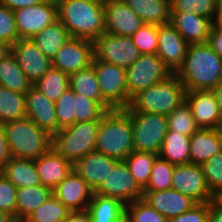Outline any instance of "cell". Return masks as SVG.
<instances>
[{
	"label": "cell",
	"mask_w": 222,
	"mask_h": 222,
	"mask_svg": "<svg viewBox=\"0 0 222 222\" xmlns=\"http://www.w3.org/2000/svg\"><path fill=\"white\" fill-rule=\"evenodd\" d=\"M175 75L186 91L213 90L222 82V58L207 43L190 44Z\"/></svg>",
	"instance_id": "1"
},
{
	"label": "cell",
	"mask_w": 222,
	"mask_h": 222,
	"mask_svg": "<svg viewBox=\"0 0 222 222\" xmlns=\"http://www.w3.org/2000/svg\"><path fill=\"white\" fill-rule=\"evenodd\" d=\"M70 37L94 41L105 33L104 0H55Z\"/></svg>",
	"instance_id": "2"
},
{
	"label": "cell",
	"mask_w": 222,
	"mask_h": 222,
	"mask_svg": "<svg viewBox=\"0 0 222 222\" xmlns=\"http://www.w3.org/2000/svg\"><path fill=\"white\" fill-rule=\"evenodd\" d=\"M95 151L117 160L134 151L132 119L124 109L109 110L101 117Z\"/></svg>",
	"instance_id": "3"
},
{
	"label": "cell",
	"mask_w": 222,
	"mask_h": 222,
	"mask_svg": "<svg viewBox=\"0 0 222 222\" xmlns=\"http://www.w3.org/2000/svg\"><path fill=\"white\" fill-rule=\"evenodd\" d=\"M186 89L175 74L166 80L138 91L131 97V112H148L168 116L185 102Z\"/></svg>",
	"instance_id": "4"
},
{
	"label": "cell",
	"mask_w": 222,
	"mask_h": 222,
	"mask_svg": "<svg viewBox=\"0 0 222 222\" xmlns=\"http://www.w3.org/2000/svg\"><path fill=\"white\" fill-rule=\"evenodd\" d=\"M3 125L12 157L36 160L52 147V136L27 117Z\"/></svg>",
	"instance_id": "5"
},
{
	"label": "cell",
	"mask_w": 222,
	"mask_h": 222,
	"mask_svg": "<svg viewBox=\"0 0 222 222\" xmlns=\"http://www.w3.org/2000/svg\"><path fill=\"white\" fill-rule=\"evenodd\" d=\"M99 121H84L60 129L52 135V148L74 165L95 150Z\"/></svg>",
	"instance_id": "6"
},
{
	"label": "cell",
	"mask_w": 222,
	"mask_h": 222,
	"mask_svg": "<svg viewBox=\"0 0 222 222\" xmlns=\"http://www.w3.org/2000/svg\"><path fill=\"white\" fill-rule=\"evenodd\" d=\"M134 150L159 154L164 137L168 131L167 117L148 112H131Z\"/></svg>",
	"instance_id": "7"
},
{
	"label": "cell",
	"mask_w": 222,
	"mask_h": 222,
	"mask_svg": "<svg viewBox=\"0 0 222 222\" xmlns=\"http://www.w3.org/2000/svg\"><path fill=\"white\" fill-rule=\"evenodd\" d=\"M92 65L97 76L102 99L112 109H124L129 106L125 68L102 62L93 58Z\"/></svg>",
	"instance_id": "8"
},
{
	"label": "cell",
	"mask_w": 222,
	"mask_h": 222,
	"mask_svg": "<svg viewBox=\"0 0 222 222\" xmlns=\"http://www.w3.org/2000/svg\"><path fill=\"white\" fill-rule=\"evenodd\" d=\"M125 71L130 97L142 89L163 82L172 75L157 54H141Z\"/></svg>",
	"instance_id": "9"
},
{
	"label": "cell",
	"mask_w": 222,
	"mask_h": 222,
	"mask_svg": "<svg viewBox=\"0 0 222 222\" xmlns=\"http://www.w3.org/2000/svg\"><path fill=\"white\" fill-rule=\"evenodd\" d=\"M94 58L122 68L131 66L141 55L132 37L103 33L93 41Z\"/></svg>",
	"instance_id": "10"
},
{
	"label": "cell",
	"mask_w": 222,
	"mask_h": 222,
	"mask_svg": "<svg viewBox=\"0 0 222 222\" xmlns=\"http://www.w3.org/2000/svg\"><path fill=\"white\" fill-rule=\"evenodd\" d=\"M94 193L116 198L127 205L142 199L143 190L136 183L125 161L119 160Z\"/></svg>",
	"instance_id": "11"
},
{
	"label": "cell",
	"mask_w": 222,
	"mask_h": 222,
	"mask_svg": "<svg viewBox=\"0 0 222 222\" xmlns=\"http://www.w3.org/2000/svg\"><path fill=\"white\" fill-rule=\"evenodd\" d=\"M20 39H30L58 20L55 0H45L13 11Z\"/></svg>",
	"instance_id": "12"
},
{
	"label": "cell",
	"mask_w": 222,
	"mask_h": 222,
	"mask_svg": "<svg viewBox=\"0 0 222 222\" xmlns=\"http://www.w3.org/2000/svg\"><path fill=\"white\" fill-rule=\"evenodd\" d=\"M172 189L189 196L196 203H207L212 199L200 164L175 165L172 175Z\"/></svg>",
	"instance_id": "13"
},
{
	"label": "cell",
	"mask_w": 222,
	"mask_h": 222,
	"mask_svg": "<svg viewBox=\"0 0 222 222\" xmlns=\"http://www.w3.org/2000/svg\"><path fill=\"white\" fill-rule=\"evenodd\" d=\"M93 42L70 37L51 60L52 67L68 75L92 65Z\"/></svg>",
	"instance_id": "14"
},
{
	"label": "cell",
	"mask_w": 222,
	"mask_h": 222,
	"mask_svg": "<svg viewBox=\"0 0 222 222\" xmlns=\"http://www.w3.org/2000/svg\"><path fill=\"white\" fill-rule=\"evenodd\" d=\"M12 53L18 66L32 84L52 67V61L43 54L31 38L19 39L12 45Z\"/></svg>",
	"instance_id": "15"
},
{
	"label": "cell",
	"mask_w": 222,
	"mask_h": 222,
	"mask_svg": "<svg viewBox=\"0 0 222 222\" xmlns=\"http://www.w3.org/2000/svg\"><path fill=\"white\" fill-rule=\"evenodd\" d=\"M105 31L131 37L144 22L122 0H104Z\"/></svg>",
	"instance_id": "16"
},
{
	"label": "cell",
	"mask_w": 222,
	"mask_h": 222,
	"mask_svg": "<svg viewBox=\"0 0 222 222\" xmlns=\"http://www.w3.org/2000/svg\"><path fill=\"white\" fill-rule=\"evenodd\" d=\"M188 45V42L170 23L158 25V49L156 54L172 74H175L182 66Z\"/></svg>",
	"instance_id": "17"
},
{
	"label": "cell",
	"mask_w": 222,
	"mask_h": 222,
	"mask_svg": "<svg viewBox=\"0 0 222 222\" xmlns=\"http://www.w3.org/2000/svg\"><path fill=\"white\" fill-rule=\"evenodd\" d=\"M185 101L199 128H218L222 113L212 90L186 91Z\"/></svg>",
	"instance_id": "18"
},
{
	"label": "cell",
	"mask_w": 222,
	"mask_h": 222,
	"mask_svg": "<svg viewBox=\"0 0 222 222\" xmlns=\"http://www.w3.org/2000/svg\"><path fill=\"white\" fill-rule=\"evenodd\" d=\"M93 192L74 169L53 189V195L71 211L87 210Z\"/></svg>",
	"instance_id": "19"
},
{
	"label": "cell",
	"mask_w": 222,
	"mask_h": 222,
	"mask_svg": "<svg viewBox=\"0 0 222 222\" xmlns=\"http://www.w3.org/2000/svg\"><path fill=\"white\" fill-rule=\"evenodd\" d=\"M26 117L51 136L57 132L55 102L32 86L25 94Z\"/></svg>",
	"instance_id": "20"
},
{
	"label": "cell",
	"mask_w": 222,
	"mask_h": 222,
	"mask_svg": "<svg viewBox=\"0 0 222 222\" xmlns=\"http://www.w3.org/2000/svg\"><path fill=\"white\" fill-rule=\"evenodd\" d=\"M118 161L94 150L80 158L73 165V169L95 191Z\"/></svg>",
	"instance_id": "21"
},
{
	"label": "cell",
	"mask_w": 222,
	"mask_h": 222,
	"mask_svg": "<svg viewBox=\"0 0 222 222\" xmlns=\"http://www.w3.org/2000/svg\"><path fill=\"white\" fill-rule=\"evenodd\" d=\"M142 200L168 219L181 215L196 204L189 196L174 189L143 191Z\"/></svg>",
	"instance_id": "22"
},
{
	"label": "cell",
	"mask_w": 222,
	"mask_h": 222,
	"mask_svg": "<svg viewBox=\"0 0 222 222\" xmlns=\"http://www.w3.org/2000/svg\"><path fill=\"white\" fill-rule=\"evenodd\" d=\"M170 24L188 44H204L212 27V20L193 13L171 12Z\"/></svg>",
	"instance_id": "23"
},
{
	"label": "cell",
	"mask_w": 222,
	"mask_h": 222,
	"mask_svg": "<svg viewBox=\"0 0 222 222\" xmlns=\"http://www.w3.org/2000/svg\"><path fill=\"white\" fill-rule=\"evenodd\" d=\"M34 162L41 184L52 190L64 180L73 169V165L58 154L52 147L44 155L34 160Z\"/></svg>",
	"instance_id": "24"
},
{
	"label": "cell",
	"mask_w": 222,
	"mask_h": 222,
	"mask_svg": "<svg viewBox=\"0 0 222 222\" xmlns=\"http://www.w3.org/2000/svg\"><path fill=\"white\" fill-rule=\"evenodd\" d=\"M222 151V140L217 129L199 128L191 135L190 163L202 164Z\"/></svg>",
	"instance_id": "25"
},
{
	"label": "cell",
	"mask_w": 222,
	"mask_h": 222,
	"mask_svg": "<svg viewBox=\"0 0 222 222\" xmlns=\"http://www.w3.org/2000/svg\"><path fill=\"white\" fill-rule=\"evenodd\" d=\"M137 14L144 24L165 25L170 23L171 3L166 0H122Z\"/></svg>",
	"instance_id": "26"
},
{
	"label": "cell",
	"mask_w": 222,
	"mask_h": 222,
	"mask_svg": "<svg viewBox=\"0 0 222 222\" xmlns=\"http://www.w3.org/2000/svg\"><path fill=\"white\" fill-rule=\"evenodd\" d=\"M53 195V190L42 184L17 189L15 221L23 222L36 208Z\"/></svg>",
	"instance_id": "27"
},
{
	"label": "cell",
	"mask_w": 222,
	"mask_h": 222,
	"mask_svg": "<svg viewBox=\"0 0 222 222\" xmlns=\"http://www.w3.org/2000/svg\"><path fill=\"white\" fill-rule=\"evenodd\" d=\"M0 172L17 189L41 184L34 160L12 157Z\"/></svg>",
	"instance_id": "28"
},
{
	"label": "cell",
	"mask_w": 222,
	"mask_h": 222,
	"mask_svg": "<svg viewBox=\"0 0 222 222\" xmlns=\"http://www.w3.org/2000/svg\"><path fill=\"white\" fill-rule=\"evenodd\" d=\"M87 211L91 222H120L125 217V204L116 198L93 192Z\"/></svg>",
	"instance_id": "29"
},
{
	"label": "cell",
	"mask_w": 222,
	"mask_h": 222,
	"mask_svg": "<svg viewBox=\"0 0 222 222\" xmlns=\"http://www.w3.org/2000/svg\"><path fill=\"white\" fill-rule=\"evenodd\" d=\"M191 136L167 131L158 156L173 165L190 163Z\"/></svg>",
	"instance_id": "30"
},
{
	"label": "cell",
	"mask_w": 222,
	"mask_h": 222,
	"mask_svg": "<svg viewBox=\"0 0 222 222\" xmlns=\"http://www.w3.org/2000/svg\"><path fill=\"white\" fill-rule=\"evenodd\" d=\"M69 38L68 30L57 20L53 24L46 26L31 39L43 54L52 60Z\"/></svg>",
	"instance_id": "31"
},
{
	"label": "cell",
	"mask_w": 222,
	"mask_h": 222,
	"mask_svg": "<svg viewBox=\"0 0 222 222\" xmlns=\"http://www.w3.org/2000/svg\"><path fill=\"white\" fill-rule=\"evenodd\" d=\"M70 89L84 97L98 101L107 111L112 108L102 99L93 65L69 75Z\"/></svg>",
	"instance_id": "32"
},
{
	"label": "cell",
	"mask_w": 222,
	"mask_h": 222,
	"mask_svg": "<svg viewBox=\"0 0 222 222\" xmlns=\"http://www.w3.org/2000/svg\"><path fill=\"white\" fill-rule=\"evenodd\" d=\"M0 86L22 94H26L33 86L12 52L0 60Z\"/></svg>",
	"instance_id": "33"
},
{
	"label": "cell",
	"mask_w": 222,
	"mask_h": 222,
	"mask_svg": "<svg viewBox=\"0 0 222 222\" xmlns=\"http://www.w3.org/2000/svg\"><path fill=\"white\" fill-rule=\"evenodd\" d=\"M26 117L25 94L0 86V124Z\"/></svg>",
	"instance_id": "34"
},
{
	"label": "cell",
	"mask_w": 222,
	"mask_h": 222,
	"mask_svg": "<svg viewBox=\"0 0 222 222\" xmlns=\"http://www.w3.org/2000/svg\"><path fill=\"white\" fill-rule=\"evenodd\" d=\"M33 86L44 94L49 100L57 99L68 89L69 75L59 69L51 67Z\"/></svg>",
	"instance_id": "35"
},
{
	"label": "cell",
	"mask_w": 222,
	"mask_h": 222,
	"mask_svg": "<svg viewBox=\"0 0 222 222\" xmlns=\"http://www.w3.org/2000/svg\"><path fill=\"white\" fill-rule=\"evenodd\" d=\"M158 155L134 150L124 161L138 186L143 190L150 178L152 165Z\"/></svg>",
	"instance_id": "36"
},
{
	"label": "cell",
	"mask_w": 222,
	"mask_h": 222,
	"mask_svg": "<svg viewBox=\"0 0 222 222\" xmlns=\"http://www.w3.org/2000/svg\"><path fill=\"white\" fill-rule=\"evenodd\" d=\"M71 210L52 195L36 208L23 222H64Z\"/></svg>",
	"instance_id": "37"
},
{
	"label": "cell",
	"mask_w": 222,
	"mask_h": 222,
	"mask_svg": "<svg viewBox=\"0 0 222 222\" xmlns=\"http://www.w3.org/2000/svg\"><path fill=\"white\" fill-rule=\"evenodd\" d=\"M167 117L168 131H174L180 135L191 136L199 127L192 115L187 102H183L175 108Z\"/></svg>",
	"instance_id": "38"
},
{
	"label": "cell",
	"mask_w": 222,
	"mask_h": 222,
	"mask_svg": "<svg viewBox=\"0 0 222 222\" xmlns=\"http://www.w3.org/2000/svg\"><path fill=\"white\" fill-rule=\"evenodd\" d=\"M173 164L157 156L153 162L149 181L143 191L172 189Z\"/></svg>",
	"instance_id": "39"
},
{
	"label": "cell",
	"mask_w": 222,
	"mask_h": 222,
	"mask_svg": "<svg viewBox=\"0 0 222 222\" xmlns=\"http://www.w3.org/2000/svg\"><path fill=\"white\" fill-rule=\"evenodd\" d=\"M171 12L193 13L213 21L217 12V0H174Z\"/></svg>",
	"instance_id": "40"
},
{
	"label": "cell",
	"mask_w": 222,
	"mask_h": 222,
	"mask_svg": "<svg viewBox=\"0 0 222 222\" xmlns=\"http://www.w3.org/2000/svg\"><path fill=\"white\" fill-rule=\"evenodd\" d=\"M75 123L99 121L107 110L98 102L81 94L74 93Z\"/></svg>",
	"instance_id": "41"
},
{
	"label": "cell",
	"mask_w": 222,
	"mask_h": 222,
	"mask_svg": "<svg viewBox=\"0 0 222 222\" xmlns=\"http://www.w3.org/2000/svg\"><path fill=\"white\" fill-rule=\"evenodd\" d=\"M125 216L130 222H168L169 220L142 199L125 205Z\"/></svg>",
	"instance_id": "42"
},
{
	"label": "cell",
	"mask_w": 222,
	"mask_h": 222,
	"mask_svg": "<svg viewBox=\"0 0 222 222\" xmlns=\"http://www.w3.org/2000/svg\"><path fill=\"white\" fill-rule=\"evenodd\" d=\"M57 132L75 123L74 92L68 88L55 102Z\"/></svg>",
	"instance_id": "43"
},
{
	"label": "cell",
	"mask_w": 222,
	"mask_h": 222,
	"mask_svg": "<svg viewBox=\"0 0 222 222\" xmlns=\"http://www.w3.org/2000/svg\"><path fill=\"white\" fill-rule=\"evenodd\" d=\"M131 37L141 54L157 53L158 25L144 24Z\"/></svg>",
	"instance_id": "44"
},
{
	"label": "cell",
	"mask_w": 222,
	"mask_h": 222,
	"mask_svg": "<svg viewBox=\"0 0 222 222\" xmlns=\"http://www.w3.org/2000/svg\"><path fill=\"white\" fill-rule=\"evenodd\" d=\"M208 188L213 195L222 189V151L201 164Z\"/></svg>",
	"instance_id": "45"
},
{
	"label": "cell",
	"mask_w": 222,
	"mask_h": 222,
	"mask_svg": "<svg viewBox=\"0 0 222 222\" xmlns=\"http://www.w3.org/2000/svg\"><path fill=\"white\" fill-rule=\"evenodd\" d=\"M19 39L14 12L0 3V41L12 46Z\"/></svg>",
	"instance_id": "46"
},
{
	"label": "cell",
	"mask_w": 222,
	"mask_h": 222,
	"mask_svg": "<svg viewBox=\"0 0 222 222\" xmlns=\"http://www.w3.org/2000/svg\"><path fill=\"white\" fill-rule=\"evenodd\" d=\"M16 193L15 187L2 172H0V211L11 215L15 220L16 210Z\"/></svg>",
	"instance_id": "47"
},
{
	"label": "cell",
	"mask_w": 222,
	"mask_h": 222,
	"mask_svg": "<svg viewBox=\"0 0 222 222\" xmlns=\"http://www.w3.org/2000/svg\"><path fill=\"white\" fill-rule=\"evenodd\" d=\"M168 222H208V202L196 203L188 211L170 218Z\"/></svg>",
	"instance_id": "48"
},
{
	"label": "cell",
	"mask_w": 222,
	"mask_h": 222,
	"mask_svg": "<svg viewBox=\"0 0 222 222\" xmlns=\"http://www.w3.org/2000/svg\"><path fill=\"white\" fill-rule=\"evenodd\" d=\"M12 158L3 124H0V170Z\"/></svg>",
	"instance_id": "49"
},
{
	"label": "cell",
	"mask_w": 222,
	"mask_h": 222,
	"mask_svg": "<svg viewBox=\"0 0 222 222\" xmlns=\"http://www.w3.org/2000/svg\"><path fill=\"white\" fill-rule=\"evenodd\" d=\"M207 44L222 58V29L212 25Z\"/></svg>",
	"instance_id": "50"
},
{
	"label": "cell",
	"mask_w": 222,
	"mask_h": 222,
	"mask_svg": "<svg viewBox=\"0 0 222 222\" xmlns=\"http://www.w3.org/2000/svg\"><path fill=\"white\" fill-rule=\"evenodd\" d=\"M45 0H0V3L14 11L23 7H30L39 4Z\"/></svg>",
	"instance_id": "51"
},
{
	"label": "cell",
	"mask_w": 222,
	"mask_h": 222,
	"mask_svg": "<svg viewBox=\"0 0 222 222\" xmlns=\"http://www.w3.org/2000/svg\"><path fill=\"white\" fill-rule=\"evenodd\" d=\"M64 222H91L90 214L87 210L71 211Z\"/></svg>",
	"instance_id": "52"
},
{
	"label": "cell",
	"mask_w": 222,
	"mask_h": 222,
	"mask_svg": "<svg viewBox=\"0 0 222 222\" xmlns=\"http://www.w3.org/2000/svg\"><path fill=\"white\" fill-rule=\"evenodd\" d=\"M208 222H222V211L208 202Z\"/></svg>",
	"instance_id": "53"
},
{
	"label": "cell",
	"mask_w": 222,
	"mask_h": 222,
	"mask_svg": "<svg viewBox=\"0 0 222 222\" xmlns=\"http://www.w3.org/2000/svg\"><path fill=\"white\" fill-rule=\"evenodd\" d=\"M211 203L222 211V189L212 195Z\"/></svg>",
	"instance_id": "54"
},
{
	"label": "cell",
	"mask_w": 222,
	"mask_h": 222,
	"mask_svg": "<svg viewBox=\"0 0 222 222\" xmlns=\"http://www.w3.org/2000/svg\"><path fill=\"white\" fill-rule=\"evenodd\" d=\"M12 52V46L6 42L0 41V60Z\"/></svg>",
	"instance_id": "55"
},
{
	"label": "cell",
	"mask_w": 222,
	"mask_h": 222,
	"mask_svg": "<svg viewBox=\"0 0 222 222\" xmlns=\"http://www.w3.org/2000/svg\"><path fill=\"white\" fill-rule=\"evenodd\" d=\"M212 91L215 95L216 101L222 113V82L217 87H215Z\"/></svg>",
	"instance_id": "56"
},
{
	"label": "cell",
	"mask_w": 222,
	"mask_h": 222,
	"mask_svg": "<svg viewBox=\"0 0 222 222\" xmlns=\"http://www.w3.org/2000/svg\"><path fill=\"white\" fill-rule=\"evenodd\" d=\"M215 28L222 29V11H217L212 21Z\"/></svg>",
	"instance_id": "57"
},
{
	"label": "cell",
	"mask_w": 222,
	"mask_h": 222,
	"mask_svg": "<svg viewBox=\"0 0 222 222\" xmlns=\"http://www.w3.org/2000/svg\"><path fill=\"white\" fill-rule=\"evenodd\" d=\"M0 222H16V221L8 213L0 211Z\"/></svg>",
	"instance_id": "58"
},
{
	"label": "cell",
	"mask_w": 222,
	"mask_h": 222,
	"mask_svg": "<svg viewBox=\"0 0 222 222\" xmlns=\"http://www.w3.org/2000/svg\"><path fill=\"white\" fill-rule=\"evenodd\" d=\"M217 11H222V0H217Z\"/></svg>",
	"instance_id": "59"
},
{
	"label": "cell",
	"mask_w": 222,
	"mask_h": 222,
	"mask_svg": "<svg viewBox=\"0 0 222 222\" xmlns=\"http://www.w3.org/2000/svg\"><path fill=\"white\" fill-rule=\"evenodd\" d=\"M217 130L220 133L221 140H222V121L219 123V126H218Z\"/></svg>",
	"instance_id": "60"
},
{
	"label": "cell",
	"mask_w": 222,
	"mask_h": 222,
	"mask_svg": "<svg viewBox=\"0 0 222 222\" xmlns=\"http://www.w3.org/2000/svg\"><path fill=\"white\" fill-rule=\"evenodd\" d=\"M120 222H130V220L125 216Z\"/></svg>",
	"instance_id": "61"
}]
</instances>
